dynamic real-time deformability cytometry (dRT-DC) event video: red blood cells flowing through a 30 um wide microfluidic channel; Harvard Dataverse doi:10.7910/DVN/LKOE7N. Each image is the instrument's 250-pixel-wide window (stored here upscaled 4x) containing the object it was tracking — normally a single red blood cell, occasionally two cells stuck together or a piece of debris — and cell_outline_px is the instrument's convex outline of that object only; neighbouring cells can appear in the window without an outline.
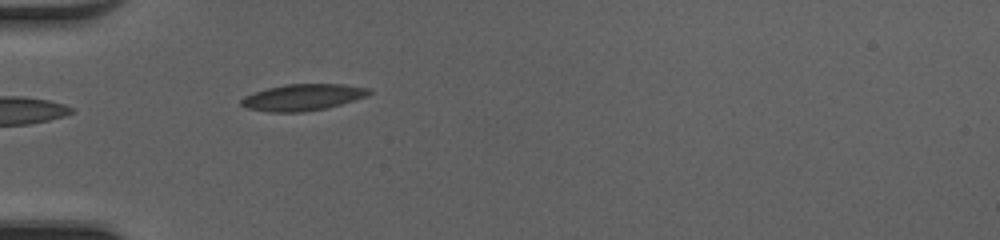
{"species": "common noctule bat (a hibernating species)", "species_latin": "Nyctalus noctula", "temperature_condition": "cold", "stored_images_in_passage": 34, "camera_frame_rate_fps": 3000, "um_per_image_px": 0.085, "animal": {"sex": "female", "body_mass_g": 20.0, "forearm_length_mm": 54.0}, "frame": {"image": 1, "passage_image": 1, "time_ms": 0.0, "image_size_px": [1000, 240], "cell_outline_px": [[372, 92], [368, 96], [340, 104], [324, 108], [304, 112], [268, 112], [248, 108], [240, 104], [240, 100], [244, 96], [268, 88], [284, 84], [344, 84], [372, 88]], "centroid_in_image_um": [25.77, 8.26], "position_along_channel_um": 59.2, "area_um2": 19.71}}
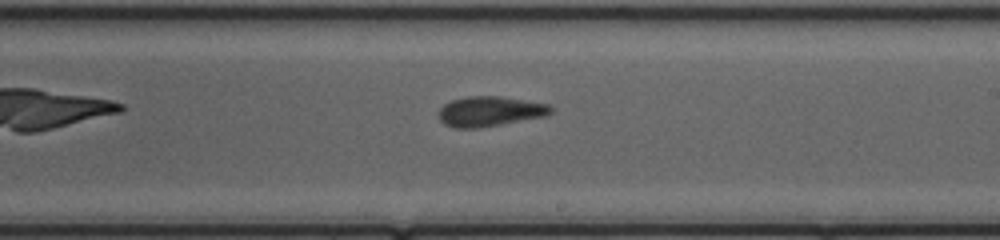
{"frame": {"image": 2, "passage_image": 15, "time_ms": 4.667, "image_size_px": [1000, 240], "cell_outline_px": [[552, 112], [544, 116], [480, 128], [456, 128], [444, 124], [436, 116], [436, 112], [444, 104], [452, 100], [468, 96], [500, 96], [548, 104], [552, 108]], "centroid_in_image_um": [41.57, 9.47], "position_along_channel_um": 247.4, "area_um2": 19.65}}
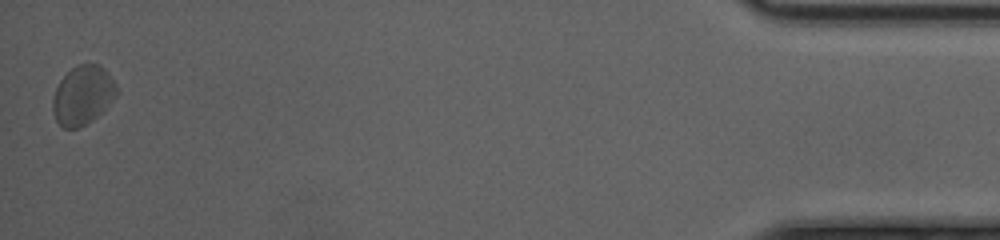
{"frame": {"image": 3, "passage_image": 34, "time_ms": 11.0, "image_size_px": [1000, 240], "cell_outline_px": [[116, 92], [108, 104], [92, 120], [76, 128], [64, 128], [56, 120], [52, 108], [52, 100], [56, 88], [60, 80], [76, 64], [100, 64], [104, 68], [116, 84]], "centroid_in_image_um": [7.0, 8.07], "position_along_channel_um": 428.2, "area_um2": 21.44}, "authors_computed_cell_mechanics": {"area_um2": 19.6809, "velocity_mm_per_s": 4.1912, "shape_relaxation_time_tau1_ms": 3.9696, "shape_relaxation_time_tau2_ms": 3.7701, "deformation_change_tau1": 0.1295, "deformation_change_tau2": 0.0842}}